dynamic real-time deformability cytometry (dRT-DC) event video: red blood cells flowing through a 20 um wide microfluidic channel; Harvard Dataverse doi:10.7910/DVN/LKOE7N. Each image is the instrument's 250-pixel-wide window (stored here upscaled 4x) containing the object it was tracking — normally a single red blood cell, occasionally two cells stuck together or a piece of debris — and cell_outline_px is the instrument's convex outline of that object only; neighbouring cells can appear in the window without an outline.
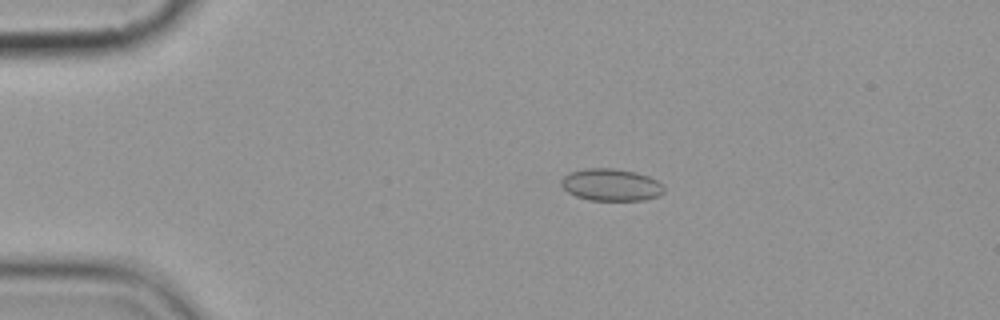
{"species": "common noctule bat (a hibernating species)", "species_latin": "Nyctalus noctula", "temperature_condition": "cold", "stored_images_in_passage": 6, "camera_frame_rate_fps": 3000, "um_per_image_px": 0.085, "animal": {"sex": "female", "body_mass_g": 19.9}, "frame": {"image": 1, "passage_image": 3, "time_ms": 3.0, "image_size_px": [1000, 320], "cell_outline_px": [[664, 192], [660, 196], [644, 200], [588, 200], [576, 196], [568, 192], [560, 184], [560, 180], [564, 176], [572, 172], [588, 168], [612, 168], [636, 172], [648, 176], [656, 180], [664, 188]], "centroid_in_image_um": [51.94, 15.72], "position_along_channel_um": 33.1, "area_um2": 19.19}}
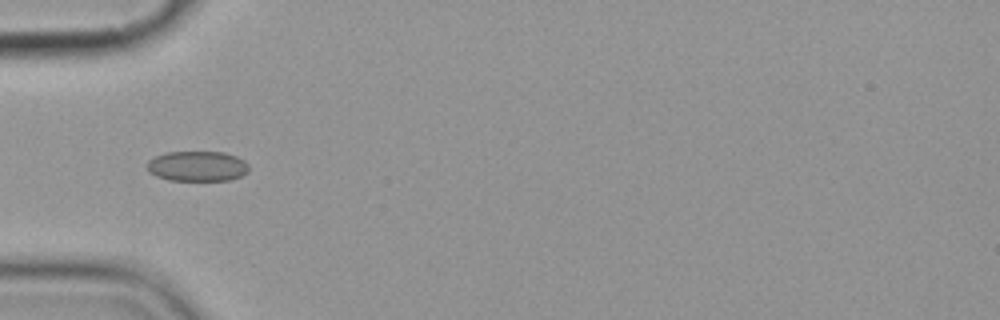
{"frame": {"image": 2, "passage_image": 5, "time_ms": 5.333, "image_size_px": [1000, 320], "cell_outline_px": [[248, 172], [240, 176], [228, 180], [168, 180], [156, 176], [148, 172], [148, 160], [156, 156], [168, 152], [224, 152], [236, 156], [244, 160], [248, 164]], "centroid_in_image_um": [16.77, 14.12], "position_along_channel_um": 68.2, "area_um2": 17.86}}
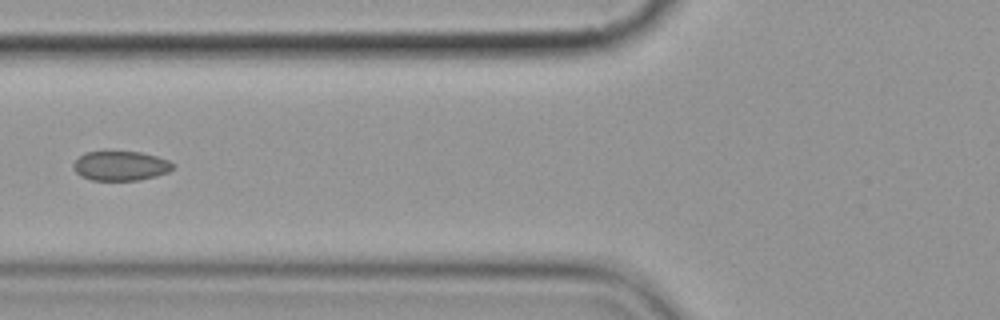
{"frame": {"image": 3, "passage_image": 6, "time_ms": 6.667, "image_size_px": [1000, 320], "cell_outline_px": [[176, 164], [168, 172], [156, 176], [140, 180], [92, 180], [80, 176], [72, 168], [72, 164], [84, 152], [104, 148], [140, 152], [156, 156], [168, 160]], "centroid_in_image_um": [10.2, 14.04], "position_along_channel_um": 115.6, "area_um2": 17.92}}